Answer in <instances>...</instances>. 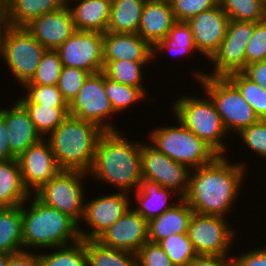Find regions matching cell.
<instances>
[{
	"mask_svg": "<svg viewBox=\"0 0 266 266\" xmlns=\"http://www.w3.org/2000/svg\"><path fill=\"white\" fill-rule=\"evenodd\" d=\"M245 175L246 164H233L228 155H219L213 162L191 170L183 199L196 213L227 218L233 206H237L234 203H238Z\"/></svg>",
	"mask_w": 266,
	"mask_h": 266,
	"instance_id": "cell-1",
	"label": "cell"
},
{
	"mask_svg": "<svg viewBox=\"0 0 266 266\" xmlns=\"http://www.w3.org/2000/svg\"><path fill=\"white\" fill-rule=\"evenodd\" d=\"M89 178L132 195L142 181L141 142H131L118 131H105L100 137ZM91 175V176H90ZM101 181V182H100Z\"/></svg>",
	"mask_w": 266,
	"mask_h": 266,
	"instance_id": "cell-2",
	"label": "cell"
},
{
	"mask_svg": "<svg viewBox=\"0 0 266 266\" xmlns=\"http://www.w3.org/2000/svg\"><path fill=\"white\" fill-rule=\"evenodd\" d=\"M21 214L23 251L30 248L33 252L39 249L50 251L51 248L69 245L80 239L78 224L72 218L43 204L32 194L21 205Z\"/></svg>",
	"mask_w": 266,
	"mask_h": 266,
	"instance_id": "cell-3",
	"label": "cell"
},
{
	"mask_svg": "<svg viewBox=\"0 0 266 266\" xmlns=\"http://www.w3.org/2000/svg\"><path fill=\"white\" fill-rule=\"evenodd\" d=\"M104 132L94 123L68 115L46 138L61 170L88 173L94 162L97 143Z\"/></svg>",
	"mask_w": 266,
	"mask_h": 266,
	"instance_id": "cell-4",
	"label": "cell"
},
{
	"mask_svg": "<svg viewBox=\"0 0 266 266\" xmlns=\"http://www.w3.org/2000/svg\"><path fill=\"white\" fill-rule=\"evenodd\" d=\"M171 107L174 119H178L219 155H227L230 150H227L228 142L224 143V141L226 142L227 137L230 136H227L229 134L224 128L215 104L208 95L199 97L194 94L187 95L186 92V95L179 96Z\"/></svg>",
	"mask_w": 266,
	"mask_h": 266,
	"instance_id": "cell-5",
	"label": "cell"
},
{
	"mask_svg": "<svg viewBox=\"0 0 266 266\" xmlns=\"http://www.w3.org/2000/svg\"><path fill=\"white\" fill-rule=\"evenodd\" d=\"M174 125L159 126L149 131L150 145L173 161L190 170L213 162L219 154L205 141L198 138L178 119Z\"/></svg>",
	"mask_w": 266,
	"mask_h": 266,
	"instance_id": "cell-6",
	"label": "cell"
},
{
	"mask_svg": "<svg viewBox=\"0 0 266 266\" xmlns=\"http://www.w3.org/2000/svg\"><path fill=\"white\" fill-rule=\"evenodd\" d=\"M196 83L201 85L204 95H208L215 104L229 135L238 134L259 120L252 106L227 77L205 75Z\"/></svg>",
	"mask_w": 266,
	"mask_h": 266,
	"instance_id": "cell-7",
	"label": "cell"
},
{
	"mask_svg": "<svg viewBox=\"0 0 266 266\" xmlns=\"http://www.w3.org/2000/svg\"><path fill=\"white\" fill-rule=\"evenodd\" d=\"M86 177L89 178V175L83 171L60 170L32 195L43 204L68 215L81 226L87 195L83 184Z\"/></svg>",
	"mask_w": 266,
	"mask_h": 266,
	"instance_id": "cell-8",
	"label": "cell"
},
{
	"mask_svg": "<svg viewBox=\"0 0 266 266\" xmlns=\"http://www.w3.org/2000/svg\"><path fill=\"white\" fill-rule=\"evenodd\" d=\"M254 34V22L230 20L224 40L209 59L213 71L195 70L191 75L196 81L203 76L227 77L231 73L242 72L246 68V46ZM196 71V72H195ZM204 71V72H203Z\"/></svg>",
	"mask_w": 266,
	"mask_h": 266,
	"instance_id": "cell-9",
	"label": "cell"
},
{
	"mask_svg": "<svg viewBox=\"0 0 266 266\" xmlns=\"http://www.w3.org/2000/svg\"><path fill=\"white\" fill-rule=\"evenodd\" d=\"M45 50L25 27H10L4 37L1 58L23 87L35 75Z\"/></svg>",
	"mask_w": 266,
	"mask_h": 266,
	"instance_id": "cell-10",
	"label": "cell"
},
{
	"mask_svg": "<svg viewBox=\"0 0 266 266\" xmlns=\"http://www.w3.org/2000/svg\"><path fill=\"white\" fill-rule=\"evenodd\" d=\"M232 227L225 217L194 212L187 235L198 255L230 257L232 244L238 236V231Z\"/></svg>",
	"mask_w": 266,
	"mask_h": 266,
	"instance_id": "cell-11",
	"label": "cell"
},
{
	"mask_svg": "<svg viewBox=\"0 0 266 266\" xmlns=\"http://www.w3.org/2000/svg\"><path fill=\"white\" fill-rule=\"evenodd\" d=\"M114 115L117 114L104 90V72L90 74L69 104V116L94 123L104 131H118L109 121Z\"/></svg>",
	"mask_w": 266,
	"mask_h": 266,
	"instance_id": "cell-12",
	"label": "cell"
},
{
	"mask_svg": "<svg viewBox=\"0 0 266 266\" xmlns=\"http://www.w3.org/2000/svg\"><path fill=\"white\" fill-rule=\"evenodd\" d=\"M191 170L157 151L148 142L141 141L142 179L157 182L161 187L173 190L184 198L189 188Z\"/></svg>",
	"mask_w": 266,
	"mask_h": 266,
	"instance_id": "cell-13",
	"label": "cell"
},
{
	"mask_svg": "<svg viewBox=\"0 0 266 266\" xmlns=\"http://www.w3.org/2000/svg\"><path fill=\"white\" fill-rule=\"evenodd\" d=\"M84 202V211L81 221L90 229L87 232L85 228L78 226L80 239H97L131 206V194L126 192H114L107 195H100ZM83 230V231H82Z\"/></svg>",
	"mask_w": 266,
	"mask_h": 266,
	"instance_id": "cell-14",
	"label": "cell"
},
{
	"mask_svg": "<svg viewBox=\"0 0 266 266\" xmlns=\"http://www.w3.org/2000/svg\"><path fill=\"white\" fill-rule=\"evenodd\" d=\"M62 66L95 74L104 69L103 33L75 31L58 49Z\"/></svg>",
	"mask_w": 266,
	"mask_h": 266,
	"instance_id": "cell-15",
	"label": "cell"
},
{
	"mask_svg": "<svg viewBox=\"0 0 266 266\" xmlns=\"http://www.w3.org/2000/svg\"><path fill=\"white\" fill-rule=\"evenodd\" d=\"M24 186L33 194L61 169L46 138L31 145L17 158Z\"/></svg>",
	"mask_w": 266,
	"mask_h": 266,
	"instance_id": "cell-16",
	"label": "cell"
},
{
	"mask_svg": "<svg viewBox=\"0 0 266 266\" xmlns=\"http://www.w3.org/2000/svg\"><path fill=\"white\" fill-rule=\"evenodd\" d=\"M148 221L131 206L96 240L102 245L137 254L148 241Z\"/></svg>",
	"mask_w": 266,
	"mask_h": 266,
	"instance_id": "cell-17",
	"label": "cell"
},
{
	"mask_svg": "<svg viewBox=\"0 0 266 266\" xmlns=\"http://www.w3.org/2000/svg\"><path fill=\"white\" fill-rule=\"evenodd\" d=\"M229 21V17L219 5L200 12L187 21L197 51L207 60L213 56L224 40Z\"/></svg>",
	"mask_w": 266,
	"mask_h": 266,
	"instance_id": "cell-18",
	"label": "cell"
},
{
	"mask_svg": "<svg viewBox=\"0 0 266 266\" xmlns=\"http://www.w3.org/2000/svg\"><path fill=\"white\" fill-rule=\"evenodd\" d=\"M25 28L43 47L52 50H57L76 31L67 5L33 19Z\"/></svg>",
	"mask_w": 266,
	"mask_h": 266,
	"instance_id": "cell-19",
	"label": "cell"
},
{
	"mask_svg": "<svg viewBox=\"0 0 266 266\" xmlns=\"http://www.w3.org/2000/svg\"><path fill=\"white\" fill-rule=\"evenodd\" d=\"M10 107H1L0 116L7 125L11 152L18 158L31 145L39 142L43 137L36 130L29 112L18 100Z\"/></svg>",
	"mask_w": 266,
	"mask_h": 266,
	"instance_id": "cell-20",
	"label": "cell"
},
{
	"mask_svg": "<svg viewBox=\"0 0 266 266\" xmlns=\"http://www.w3.org/2000/svg\"><path fill=\"white\" fill-rule=\"evenodd\" d=\"M176 22L169 0H146L140 19L138 34L154 47L167 38Z\"/></svg>",
	"mask_w": 266,
	"mask_h": 266,
	"instance_id": "cell-21",
	"label": "cell"
},
{
	"mask_svg": "<svg viewBox=\"0 0 266 266\" xmlns=\"http://www.w3.org/2000/svg\"><path fill=\"white\" fill-rule=\"evenodd\" d=\"M104 60L154 61L153 47L138 33H103Z\"/></svg>",
	"mask_w": 266,
	"mask_h": 266,
	"instance_id": "cell-22",
	"label": "cell"
},
{
	"mask_svg": "<svg viewBox=\"0 0 266 266\" xmlns=\"http://www.w3.org/2000/svg\"><path fill=\"white\" fill-rule=\"evenodd\" d=\"M133 193L137 203L135 205L138 206H133L131 198V207L148 222L172 208L181 199L173 190L161 187L157 182L147 179H142L140 186ZM172 194L175 196L174 199L177 196L178 200L168 203L169 198L173 197Z\"/></svg>",
	"mask_w": 266,
	"mask_h": 266,
	"instance_id": "cell-23",
	"label": "cell"
},
{
	"mask_svg": "<svg viewBox=\"0 0 266 266\" xmlns=\"http://www.w3.org/2000/svg\"><path fill=\"white\" fill-rule=\"evenodd\" d=\"M67 6L76 31L106 32L112 0H67Z\"/></svg>",
	"mask_w": 266,
	"mask_h": 266,
	"instance_id": "cell-24",
	"label": "cell"
},
{
	"mask_svg": "<svg viewBox=\"0 0 266 266\" xmlns=\"http://www.w3.org/2000/svg\"><path fill=\"white\" fill-rule=\"evenodd\" d=\"M193 209L181 198L172 208L148 222V240L159 243L173 234L188 232Z\"/></svg>",
	"mask_w": 266,
	"mask_h": 266,
	"instance_id": "cell-25",
	"label": "cell"
},
{
	"mask_svg": "<svg viewBox=\"0 0 266 266\" xmlns=\"http://www.w3.org/2000/svg\"><path fill=\"white\" fill-rule=\"evenodd\" d=\"M30 195L23 184L17 158L0 161V208L20 206Z\"/></svg>",
	"mask_w": 266,
	"mask_h": 266,
	"instance_id": "cell-26",
	"label": "cell"
},
{
	"mask_svg": "<svg viewBox=\"0 0 266 266\" xmlns=\"http://www.w3.org/2000/svg\"><path fill=\"white\" fill-rule=\"evenodd\" d=\"M8 11L11 27H25L33 19L59 10L67 5V0H3Z\"/></svg>",
	"mask_w": 266,
	"mask_h": 266,
	"instance_id": "cell-27",
	"label": "cell"
},
{
	"mask_svg": "<svg viewBox=\"0 0 266 266\" xmlns=\"http://www.w3.org/2000/svg\"><path fill=\"white\" fill-rule=\"evenodd\" d=\"M146 0H112L106 32L138 33Z\"/></svg>",
	"mask_w": 266,
	"mask_h": 266,
	"instance_id": "cell-28",
	"label": "cell"
},
{
	"mask_svg": "<svg viewBox=\"0 0 266 266\" xmlns=\"http://www.w3.org/2000/svg\"><path fill=\"white\" fill-rule=\"evenodd\" d=\"M21 205L0 208V253L16 254L23 251Z\"/></svg>",
	"mask_w": 266,
	"mask_h": 266,
	"instance_id": "cell-29",
	"label": "cell"
},
{
	"mask_svg": "<svg viewBox=\"0 0 266 266\" xmlns=\"http://www.w3.org/2000/svg\"><path fill=\"white\" fill-rule=\"evenodd\" d=\"M166 50L171 54L173 53L175 56H182V58L183 56L186 57V55H195L196 53L194 52L198 53L194 43L192 30L187 22L176 21L173 24L171 30L168 32L167 38L159 41L153 47V58L156 56L158 57L160 53H165Z\"/></svg>",
	"mask_w": 266,
	"mask_h": 266,
	"instance_id": "cell-30",
	"label": "cell"
},
{
	"mask_svg": "<svg viewBox=\"0 0 266 266\" xmlns=\"http://www.w3.org/2000/svg\"><path fill=\"white\" fill-rule=\"evenodd\" d=\"M88 266H138L137 254L102 245L96 239H86Z\"/></svg>",
	"mask_w": 266,
	"mask_h": 266,
	"instance_id": "cell-31",
	"label": "cell"
},
{
	"mask_svg": "<svg viewBox=\"0 0 266 266\" xmlns=\"http://www.w3.org/2000/svg\"><path fill=\"white\" fill-rule=\"evenodd\" d=\"M152 61H131V60H104L106 77L112 81L132 87L145 88L144 68ZM143 71V72H142Z\"/></svg>",
	"mask_w": 266,
	"mask_h": 266,
	"instance_id": "cell-32",
	"label": "cell"
},
{
	"mask_svg": "<svg viewBox=\"0 0 266 266\" xmlns=\"http://www.w3.org/2000/svg\"><path fill=\"white\" fill-rule=\"evenodd\" d=\"M43 138H46L69 115V107H53L38 103H21Z\"/></svg>",
	"mask_w": 266,
	"mask_h": 266,
	"instance_id": "cell-33",
	"label": "cell"
},
{
	"mask_svg": "<svg viewBox=\"0 0 266 266\" xmlns=\"http://www.w3.org/2000/svg\"><path fill=\"white\" fill-rule=\"evenodd\" d=\"M40 252L38 253L41 266H88L84 239H79L69 245L51 248L48 254L45 251L43 254V251Z\"/></svg>",
	"mask_w": 266,
	"mask_h": 266,
	"instance_id": "cell-34",
	"label": "cell"
},
{
	"mask_svg": "<svg viewBox=\"0 0 266 266\" xmlns=\"http://www.w3.org/2000/svg\"><path fill=\"white\" fill-rule=\"evenodd\" d=\"M104 90L116 114L148 98L146 88L132 87L112 81L104 73ZM147 96V98H146Z\"/></svg>",
	"mask_w": 266,
	"mask_h": 266,
	"instance_id": "cell-35",
	"label": "cell"
},
{
	"mask_svg": "<svg viewBox=\"0 0 266 266\" xmlns=\"http://www.w3.org/2000/svg\"><path fill=\"white\" fill-rule=\"evenodd\" d=\"M218 5L233 21L256 23L266 19V6L262 0H218Z\"/></svg>",
	"mask_w": 266,
	"mask_h": 266,
	"instance_id": "cell-36",
	"label": "cell"
},
{
	"mask_svg": "<svg viewBox=\"0 0 266 266\" xmlns=\"http://www.w3.org/2000/svg\"><path fill=\"white\" fill-rule=\"evenodd\" d=\"M227 78L239 89L257 117L266 120V89L249 79L243 72L231 73Z\"/></svg>",
	"mask_w": 266,
	"mask_h": 266,
	"instance_id": "cell-37",
	"label": "cell"
},
{
	"mask_svg": "<svg viewBox=\"0 0 266 266\" xmlns=\"http://www.w3.org/2000/svg\"><path fill=\"white\" fill-rule=\"evenodd\" d=\"M159 244L175 266H187L198 255L187 233L173 234Z\"/></svg>",
	"mask_w": 266,
	"mask_h": 266,
	"instance_id": "cell-38",
	"label": "cell"
},
{
	"mask_svg": "<svg viewBox=\"0 0 266 266\" xmlns=\"http://www.w3.org/2000/svg\"><path fill=\"white\" fill-rule=\"evenodd\" d=\"M24 95L17 97L20 103H38L53 107H69L57 85L24 84Z\"/></svg>",
	"mask_w": 266,
	"mask_h": 266,
	"instance_id": "cell-39",
	"label": "cell"
},
{
	"mask_svg": "<svg viewBox=\"0 0 266 266\" xmlns=\"http://www.w3.org/2000/svg\"><path fill=\"white\" fill-rule=\"evenodd\" d=\"M62 67L57 50L46 49L41 57L35 75L25 84L57 85Z\"/></svg>",
	"mask_w": 266,
	"mask_h": 266,
	"instance_id": "cell-40",
	"label": "cell"
},
{
	"mask_svg": "<svg viewBox=\"0 0 266 266\" xmlns=\"http://www.w3.org/2000/svg\"><path fill=\"white\" fill-rule=\"evenodd\" d=\"M89 75L90 73L78 68L62 67L57 87L68 104L77 96Z\"/></svg>",
	"mask_w": 266,
	"mask_h": 266,
	"instance_id": "cell-41",
	"label": "cell"
},
{
	"mask_svg": "<svg viewBox=\"0 0 266 266\" xmlns=\"http://www.w3.org/2000/svg\"><path fill=\"white\" fill-rule=\"evenodd\" d=\"M236 136L241 138L244 146L259 158L260 156L266 158V120L259 119L256 123L241 130Z\"/></svg>",
	"mask_w": 266,
	"mask_h": 266,
	"instance_id": "cell-42",
	"label": "cell"
},
{
	"mask_svg": "<svg viewBox=\"0 0 266 266\" xmlns=\"http://www.w3.org/2000/svg\"><path fill=\"white\" fill-rule=\"evenodd\" d=\"M169 2L175 20L183 22L218 5V0H169Z\"/></svg>",
	"mask_w": 266,
	"mask_h": 266,
	"instance_id": "cell-43",
	"label": "cell"
},
{
	"mask_svg": "<svg viewBox=\"0 0 266 266\" xmlns=\"http://www.w3.org/2000/svg\"><path fill=\"white\" fill-rule=\"evenodd\" d=\"M245 57L246 66L266 60V19L254 23V34L246 46Z\"/></svg>",
	"mask_w": 266,
	"mask_h": 266,
	"instance_id": "cell-44",
	"label": "cell"
},
{
	"mask_svg": "<svg viewBox=\"0 0 266 266\" xmlns=\"http://www.w3.org/2000/svg\"><path fill=\"white\" fill-rule=\"evenodd\" d=\"M138 266H175L159 243L147 241L137 252Z\"/></svg>",
	"mask_w": 266,
	"mask_h": 266,
	"instance_id": "cell-45",
	"label": "cell"
},
{
	"mask_svg": "<svg viewBox=\"0 0 266 266\" xmlns=\"http://www.w3.org/2000/svg\"><path fill=\"white\" fill-rule=\"evenodd\" d=\"M231 266H266V246L261 249H247L238 256H231Z\"/></svg>",
	"mask_w": 266,
	"mask_h": 266,
	"instance_id": "cell-46",
	"label": "cell"
},
{
	"mask_svg": "<svg viewBox=\"0 0 266 266\" xmlns=\"http://www.w3.org/2000/svg\"><path fill=\"white\" fill-rule=\"evenodd\" d=\"M242 72L256 84L266 89V60L250 63Z\"/></svg>",
	"mask_w": 266,
	"mask_h": 266,
	"instance_id": "cell-47",
	"label": "cell"
},
{
	"mask_svg": "<svg viewBox=\"0 0 266 266\" xmlns=\"http://www.w3.org/2000/svg\"><path fill=\"white\" fill-rule=\"evenodd\" d=\"M6 266H41L38 251H22L13 254Z\"/></svg>",
	"mask_w": 266,
	"mask_h": 266,
	"instance_id": "cell-48",
	"label": "cell"
},
{
	"mask_svg": "<svg viewBox=\"0 0 266 266\" xmlns=\"http://www.w3.org/2000/svg\"><path fill=\"white\" fill-rule=\"evenodd\" d=\"M187 266H231V257L197 255Z\"/></svg>",
	"mask_w": 266,
	"mask_h": 266,
	"instance_id": "cell-49",
	"label": "cell"
},
{
	"mask_svg": "<svg viewBox=\"0 0 266 266\" xmlns=\"http://www.w3.org/2000/svg\"><path fill=\"white\" fill-rule=\"evenodd\" d=\"M7 133L8 129L5 120L0 116V161H7L17 158L11 152Z\"/></svg>",
	"mask_w": 266,
	"mask_h": 266,
	"instance_id": "cell-50",
	"label": "cell"
},
{
	"mask_svg": "<svg viewBox=\"0 0 266 266\" xmlns=\"http://www.w3.org/2000/svg\"><path fill=\"white\" fill-rule=\"evenodd\" d=\"M10 27L11 26L8 20V11L6 4L3 0H0V58L2 53V46L4 43V37Z\"/></svg>",
	"mask_w": 266,
	"mask_h": 266,
	"instance_id": "cell-51",
	"label": "cell"
},
{
	"mask_svg": "<svg viewBox=\"0 0 266 266\" xmlns=\"http://www.w3.org/2000/svg\"><path fill=\"white\" fill-rule=\"evenodd\" d=\"M13 254L0 253V266H6Z\"/></svg>",
	"mask_w": 266,
	"mask_h": 266,
	"instance_id": "cell-52",
	"label": "cell"
}]
</instances>
